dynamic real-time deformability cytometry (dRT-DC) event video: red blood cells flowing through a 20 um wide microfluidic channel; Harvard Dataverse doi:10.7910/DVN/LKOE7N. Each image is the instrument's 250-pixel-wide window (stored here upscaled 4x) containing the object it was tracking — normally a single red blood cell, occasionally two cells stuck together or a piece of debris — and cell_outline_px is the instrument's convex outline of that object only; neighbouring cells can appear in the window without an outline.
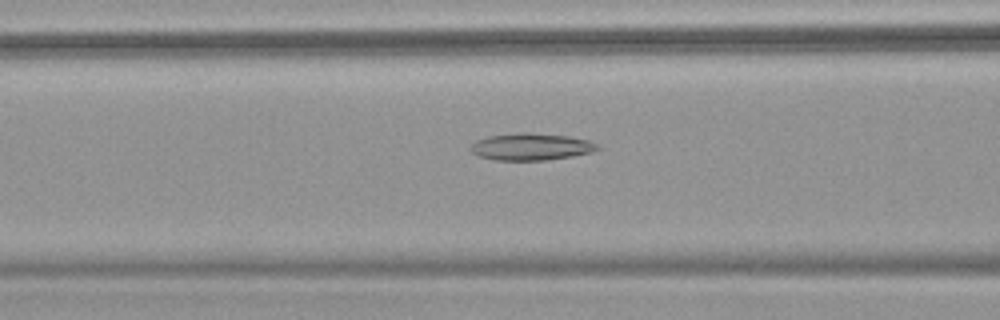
{"species": "common noctule bat (a hibernating species)", "species_latin": "Nyctalus noctula", "temperature_condition": "warm", "stored_images_in_passage": 41, "camera_frame_rate_fps": 3000, "um_per_image_px": 0.085, "animal": {"sex": "female", "body_mass_g": 18.4}, "frame": {"image": 1, "passage_image": 16, "time_ms": 5.0, "image_size_px": [1000, 320], "cell_outline_px": [[600, 148], [592, 152], [572, 156], [544, 160], [496, 160], [480, 156], [472, 152], [468, 148], [476, 140], [488, 136], [520, 132], [528, 132], [568, 136], [588, 140], [596, 144]], "centroid_in_image_um": [45.12, 12.46], "position_along_channel_um": 121.5, "area_um2": 19.88}}
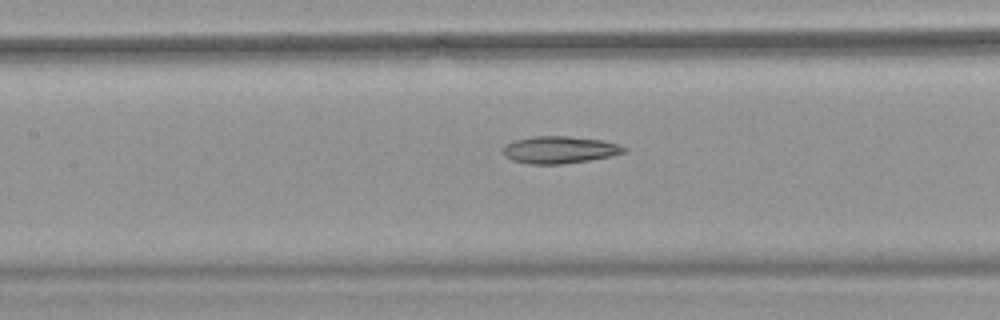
{"frame": {"image": 2, "passage_image": 19, "time_ms": 6.0, "image_size_px": [1000, 320], "cell_outline_px": [[628, 152], [612, 156], [564, 164], [532, 164], [512, 160], [504, 156], [500, 148], [504, 144], [516, 140], [532, 136], [568, 136], [604, 140], [620, 144], [628, 148]], "centroid_in_image_um": [47.58, 12.73], "position_along_channel_um": 159.8, "area_um2": 19.54}}
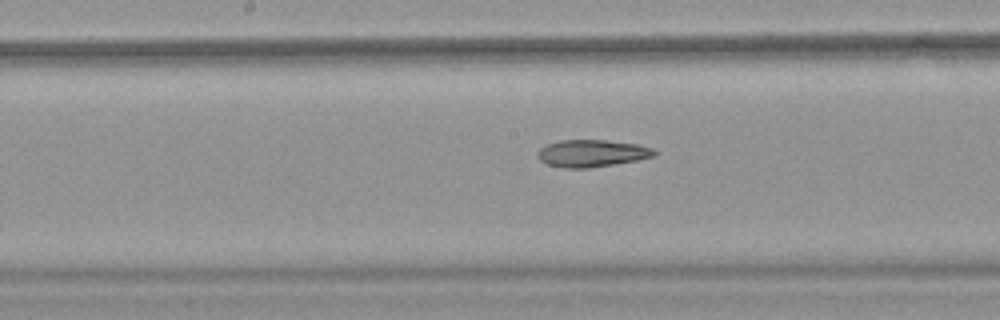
{"frame": {"image": 3, "passage_image": 22, "time_ms": 7.0, "image_size_px": [1000, 320], "cell_outline_px": [[660, 152], [656, 156], [636, 160], [588, 168], [564, 168], [548, 164], [540, 160], [536, 156], [536, 152], [540, 148], [548, 144], [560, 140], [604, 140], [636, 144], [652, 148]], "centroid_in_image_um": [50.31, 13.03], "position_along_channel_um": 197.9, "area_um2": 18.44}}